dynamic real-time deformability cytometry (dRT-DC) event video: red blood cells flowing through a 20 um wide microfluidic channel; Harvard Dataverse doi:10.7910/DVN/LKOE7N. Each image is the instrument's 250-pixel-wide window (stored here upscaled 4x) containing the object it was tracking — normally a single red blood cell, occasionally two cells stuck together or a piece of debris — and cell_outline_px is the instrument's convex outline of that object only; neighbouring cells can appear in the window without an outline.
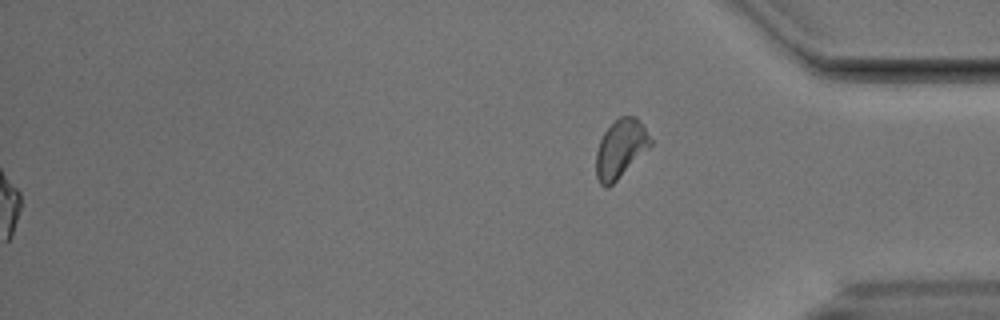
{"species": "Egyptian fruit bat (a non-hibernating species)", "species_latin": "Rousettus aegyptiacus", "temperature_condition": "cold", "stored_images_in_passage": 46, "segment_of_instrument_passage": [2, 2], "camera_frame_rate_fps": 3000, "um_per_image_px": 0.085, "animal": {"sex": "male"}, "frame": {"image": 1, "passage_image": 46, "time_ms": 15.0, "image_size_px": [1000, 320], "cell_outline_px": [[652, 144], [608, 188], [604, 188], [600, 184], [596, 176], [596, 152], [600, 140], [604, 132], [620, 116], [636, 116], [652, 140]], "centroid_in_image_um": [52.72, 12.65], "position_along_channel_um": 382.5, "area_um2": 18.09}}